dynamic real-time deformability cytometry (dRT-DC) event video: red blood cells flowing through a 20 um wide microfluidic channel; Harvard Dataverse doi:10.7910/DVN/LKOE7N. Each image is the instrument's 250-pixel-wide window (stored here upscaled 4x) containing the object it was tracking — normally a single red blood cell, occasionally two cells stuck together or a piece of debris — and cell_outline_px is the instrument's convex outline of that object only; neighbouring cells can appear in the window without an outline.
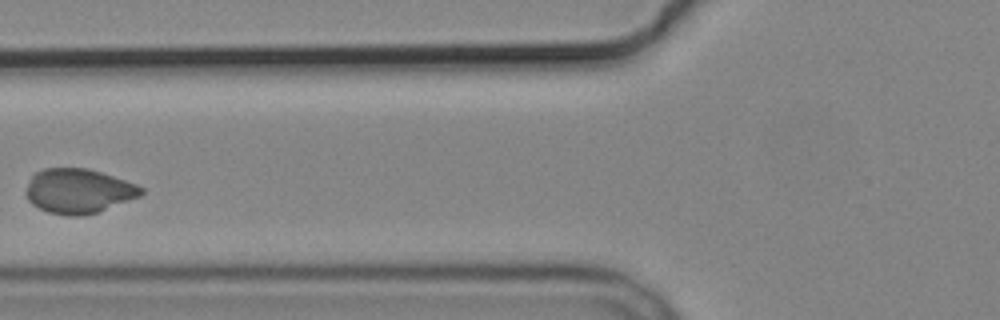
{"species": "common noctule bat (a hibernating species)", "species_latin": "Nyctalus noctula", "temperature_condition": "cold", "stored_images_in_passage": 6, "camera_frame_rate_fps": 3000, "um_per_image_px": 0.085, "animal": {"sex": "male", "body_mass_g": 19.2, "forearm_length_mm": 51.8}, "frame": {"image": 1, "passage_image": 5, "time_ms": 4.667, "image_size_px": [1000, 320], "cell_outline_px": [[144, 192], [140, 196], [100, 212], [80, 216], [72, 216], [48, 212], [32, 204], [28, 200], [24, 192], [32, 176], [36, 172], [44, 168], [88, 168], [136, 184], [144, 188]], "centroid_in_image_um": [6.67, 16.24], "position_along_channel_um": 119.1, "area_um2": 29.94}}
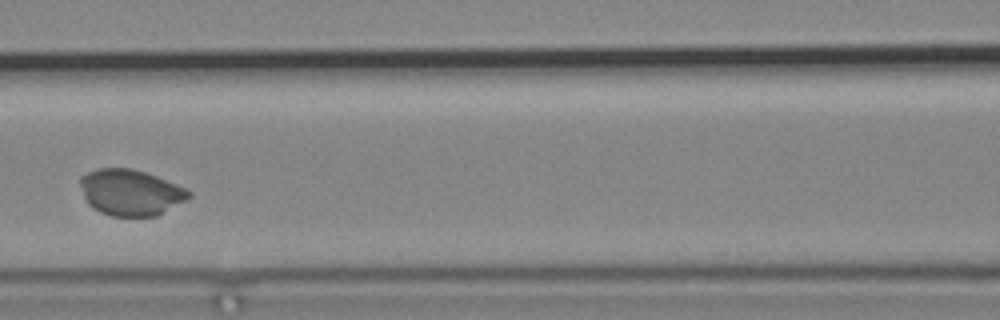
{"frame": {"image": 2, "passage_image": 6, "time_ms": 5.667, "image_size_px": [1000, 320], "cell_outline_px": [[192, 196], [156, 216], [112, 216], [100, 212], [88, 204], [84, 196], [80, 184], [80, 180], [88, 172], [96, 168], [132, 168], [156, 176], [176, 184], [192, 192]], "centroid_in_image_um": [11.09, 16.35], "position_along_channel_um": 155.5, "area_um2": 28.84}}